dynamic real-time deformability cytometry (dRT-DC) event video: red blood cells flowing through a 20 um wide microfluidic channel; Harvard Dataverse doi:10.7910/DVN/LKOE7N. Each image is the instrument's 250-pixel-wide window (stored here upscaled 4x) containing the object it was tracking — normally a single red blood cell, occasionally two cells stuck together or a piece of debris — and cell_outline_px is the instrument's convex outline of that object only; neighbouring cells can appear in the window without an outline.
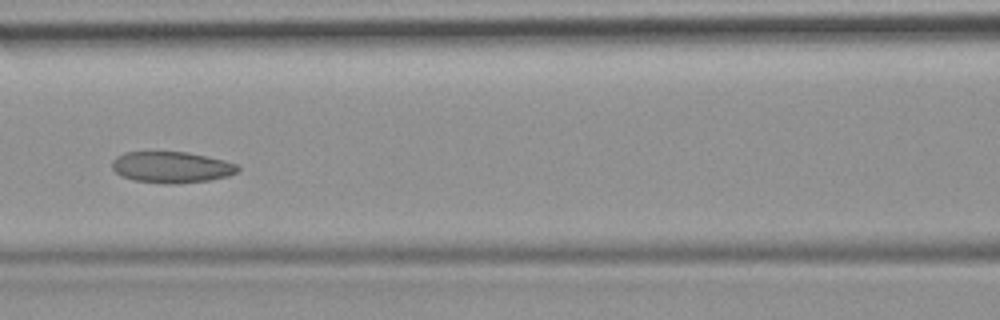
{"species": "common noctule bat (a hibernating species)", "species_latin": "Nyctalus noctula", "temperature_condition": "room temperature", "stored_images_in_passage": 48, "camera_frame_rate_fps": 3000, "um_per_image_px": 0.085, "animal": {"sex": "female", "body_mass_g": 19.9}, "frame": {"image": 1, "passage_image": 21, "time_ms": 6.667, "image_size_px": [1000, 320], "cell_outline_px": [[240, 168], [236, 172], [228, 176], [208, 180], [176, 184], [164, 184], [136, 180], [124, 176], [116, 172], [112, 168], [112, 160], [116, 156], [124, 152], [188, 152], [224, 160], [236, 164]], "centroid_in_image_um": [14.58, 14.21], "position_along_channel_um": 152.0, "area_um2": 22.77}}